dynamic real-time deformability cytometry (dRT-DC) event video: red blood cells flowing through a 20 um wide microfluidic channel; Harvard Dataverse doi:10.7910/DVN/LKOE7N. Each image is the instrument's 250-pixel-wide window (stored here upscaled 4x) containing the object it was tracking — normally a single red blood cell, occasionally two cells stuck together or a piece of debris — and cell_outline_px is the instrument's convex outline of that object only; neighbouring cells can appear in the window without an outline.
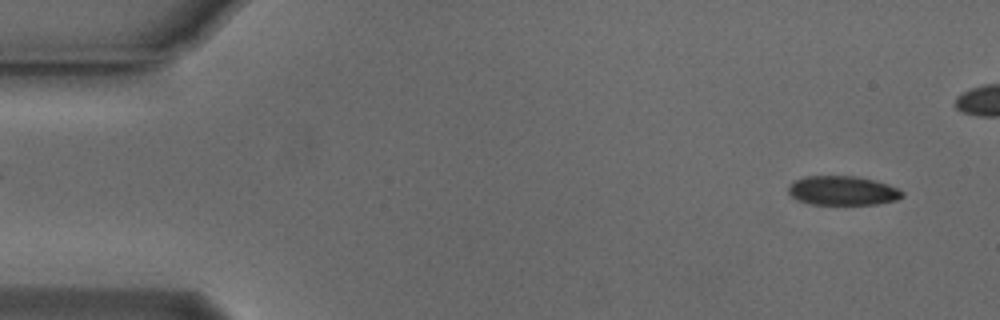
{"species": "Egyptian fruit bat (a non-hibernating species)", "species_latin": "Rousettus aegyptiacus", "temperature_condition": "cold", "stored_images_in_passage": 47, "camera_frame_rate_fps": 3000, "um_per_image_px": 0.085, "animal": {"sex": "male"}, "frame": {"image": 1, "passage_image": 3, "time_ms": 0.667, "image_size_px": [1000, 320], "cell_outline_px": [[904, 196], [896, 200], [876, 204], [808, 204], [796, 200], [788, 192], [788, 184], [796, 180], [808, 176], [856, 176], [876, 180], [888, 184], [904, 192]], "centroid_in_image_um": [71.61, 16.2], "position_along_channel_um": 13.4, "area_um2": 19.48}}
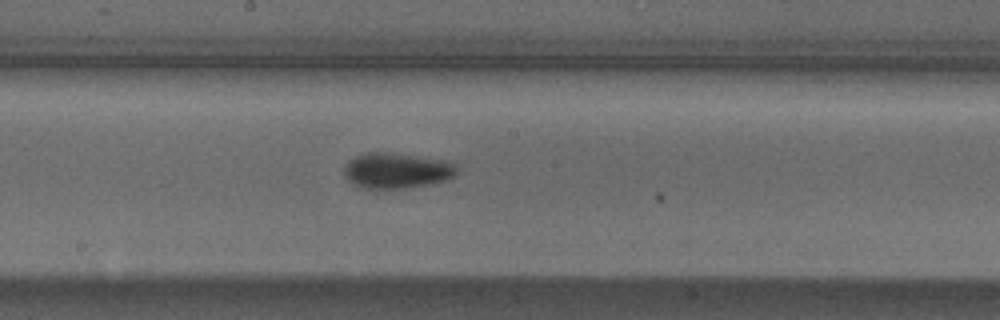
{"frame": {"image": 2, "passage_image": 28, "time_ms": 9.0, "image_size_px": [1000, 320], "cell_outline_px": [[456, 176], [444, 180], [428, 184], [404, 188], [360, 188], [352, 184], [344, 176], [344, 168], [348, 160], [364, 152], [384, 152], [416, 156], [444, 160], [452, 164], [456, 168]], "centroid_in_image_um": [33.65, 14.5], "position_along_channel_um": 214.6, "area_um2": 23.18}}
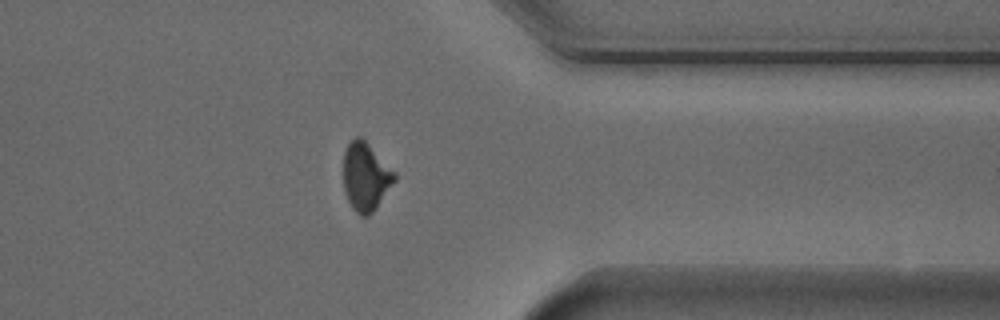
{"frame": {"image": 3, "passage_image": 42, "time_ms": 13.667, "image_size_px": [1000, 320], "cell_outline_px": [[396, 180], [376, 208], [368, 216], [360, 216], [352, 208], [344, 192], [344, 152], [348, 144], [356, 136], [360, 136], [396, 172]], "centroid_in_image_um": [31.09, 15.03], "position_along_channel_um": 380.3, "area_um2": 20.23}, "authors_computed_cell_mechanics": {"area_um2": 21.386, "velocity_mm_per_s": 3.7709, "shape_relaxation_time_tau1_ms": 3.5407, "shape_relaxation_time_tau2_ms": 7.3468, "deformation_change_tau1": 0.1327, "deformation_change_tau2": 0.1053}}